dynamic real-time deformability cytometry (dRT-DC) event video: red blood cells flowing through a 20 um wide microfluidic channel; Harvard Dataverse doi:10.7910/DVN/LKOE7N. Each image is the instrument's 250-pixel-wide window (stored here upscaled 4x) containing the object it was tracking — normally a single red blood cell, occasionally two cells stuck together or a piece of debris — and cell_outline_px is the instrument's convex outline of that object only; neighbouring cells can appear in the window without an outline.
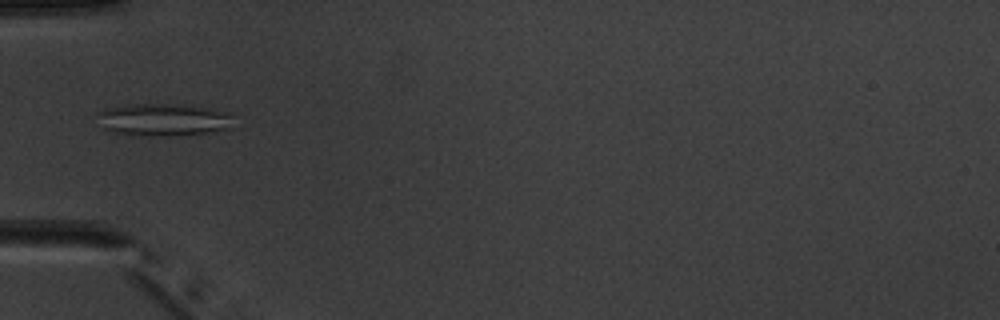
{"species": "common noctule bat (a hibernating species)", "species_latin": "Nyctalus noctula", "temperature_condition": "warm", "stored_images_in_passage": 2, "camera_frame_rate_fps": 3000, "um_per_image_px": 0.085, "animal": {"sex": "male", "body_mass_g": 20.1, "forearm_length_mm": 53.5}, "frame": {"image": 1, "passage_image": 1, "time_ms": 0.0, "image_size_px": [1000, 320], "cell_outline_px": [[236, 128], [212, 132], [168, 136], [132, 136], [112, 132], [104, 128], [96, 112], [104, 108], [132, 104], [192, 104], [232, 112], [236, 116]], "centroid_in_image_um": [14.04, 10.17], "position_along_channel_um": 71.0, "area_um2": 26.93}}
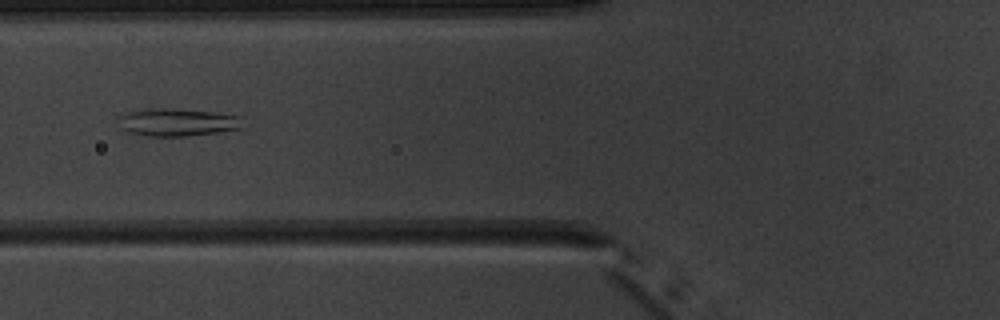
{"frame": {"image": 2, "passage_image": 2, "time_ms": 1.0, "image_size_px": [1000, 320], "cell_outline_px": [[244, 128], [188, 136], [148, 136], [128, 132], [120, 128], [120, 116], [132, 112], [148, 108], [176, 108], [216, 112], [244, 116]], "centroid_in_image_um": [15.18, 10.38], "position_along_channel_um": 110.6, "area_um2": 20.29}}